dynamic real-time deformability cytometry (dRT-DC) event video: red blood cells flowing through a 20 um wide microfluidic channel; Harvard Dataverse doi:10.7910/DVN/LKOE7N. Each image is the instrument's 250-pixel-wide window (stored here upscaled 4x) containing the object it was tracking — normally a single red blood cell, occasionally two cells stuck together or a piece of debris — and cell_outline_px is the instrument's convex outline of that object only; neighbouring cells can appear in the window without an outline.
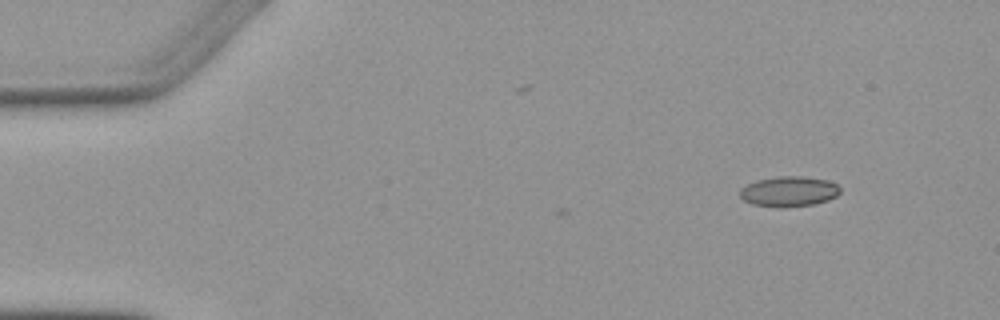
{"species": "Egyptian fruit bat (a non-hibernating species)", "species_latin": "Rousettus aegyptiacus", "temperature_condition": "warm", "stored_images_in_passage": 3, "camera_frame_rate_fps": 3000, "um_per_image_px": 0.085, "animal": {"sex": "female"}, "frame": {"image": 1, "passage_image": 3, "time_ms": 2.333, "image_size_px": [1000, 320], "cell_outline_px": [[840, 192], [836, 196], [828, 200], [812, 204], [784, 208], [776, 208], [752, 204], [744, 200], [740, 196], [740, 188], [756, 180], [776, 176], [804, 176], [828, 180], [836, 184], [840, 188]], "centroid_in_image_um": [67.04, 16.27], "position_along_channel_um": 18.0, "area_um2": 17.86}}